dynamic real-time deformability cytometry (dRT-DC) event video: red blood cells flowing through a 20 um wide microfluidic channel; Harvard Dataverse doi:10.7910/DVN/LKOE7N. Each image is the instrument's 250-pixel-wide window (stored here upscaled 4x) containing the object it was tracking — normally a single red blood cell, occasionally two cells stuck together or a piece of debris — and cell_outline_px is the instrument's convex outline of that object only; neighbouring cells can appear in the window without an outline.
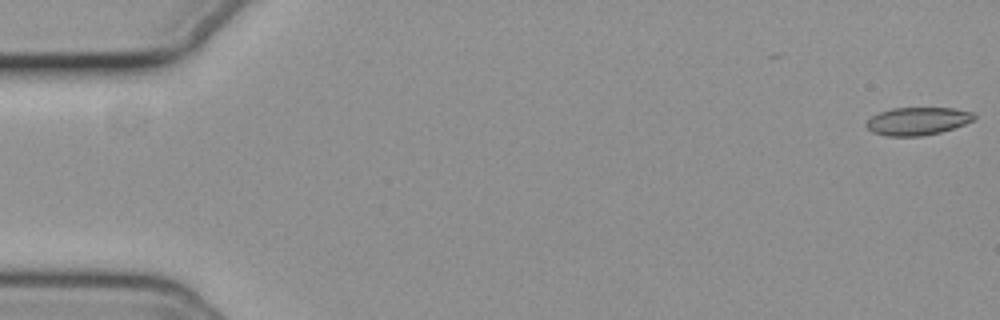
{"species": "common noctule bat (a hibernating species)", "species_latin": "Nyctalus noctula", "temperature_condition": "cold", "stored_images_in_passage": 37, "camera_frame_rate_fps": 3000, "um_per_image_px": 0.085, "animal": {"sex": "female", "body_mass_g": 19.3, "forearm_length_mm": 54.1}, "frame": {"image": 1, "passage_image": 1, "time_ms": 0.0, "image_size_px": [1000, 320], "cell_outline_px": [[976, 116], [972, 120], [964, 124], [940, 132], [920, 136], [888, 136], [872, 132], [864, 124], [872, 116], [880, 112], [892, 108], [956, 108], [972, 112]], "centroid_in_image_um": [77.97, 10.29], "position_along_channel_um": 7.0, "area_um2": 17.34}}
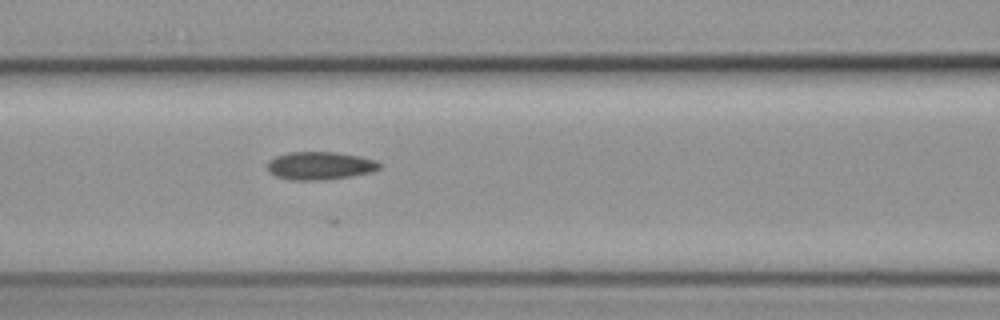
{"frame": {"image": 2, "passage_image": 24, "time_ms": 7.667, "image_size_px": [1000, 320], "cell_outline_px": [[384, 164], [380, 168], [372, 172], [348, 176], [316, 180], [292, 180], [276, 176], [268, 172], [268, 160], [276, 156], [288, 152], [336, 152], [360, 156], [376, 160]], "centroid_in_image_um": [27.21, 14.07], "position_along_channel_um": 139.4, "area_um2": 18.26}}
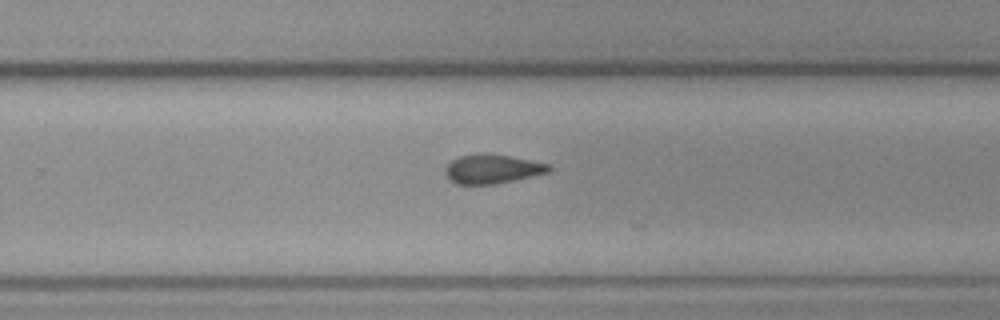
{"frame": {"image": 3, "passage_image": 36, "time_ms": 11.667, "image_size_px": [1000, 320], "cell_outline_px": [[552, 168], [548, 172], [496, 184], [456, 184], [448, 180], [444, 172], [444, 168], [452, 160], [460, 156], [508, 156], [548, 164]], "centroid_in_image_um": [41.79, 14.41], "position_along_channel_um": 288.0, "area_um2": 16.82}}